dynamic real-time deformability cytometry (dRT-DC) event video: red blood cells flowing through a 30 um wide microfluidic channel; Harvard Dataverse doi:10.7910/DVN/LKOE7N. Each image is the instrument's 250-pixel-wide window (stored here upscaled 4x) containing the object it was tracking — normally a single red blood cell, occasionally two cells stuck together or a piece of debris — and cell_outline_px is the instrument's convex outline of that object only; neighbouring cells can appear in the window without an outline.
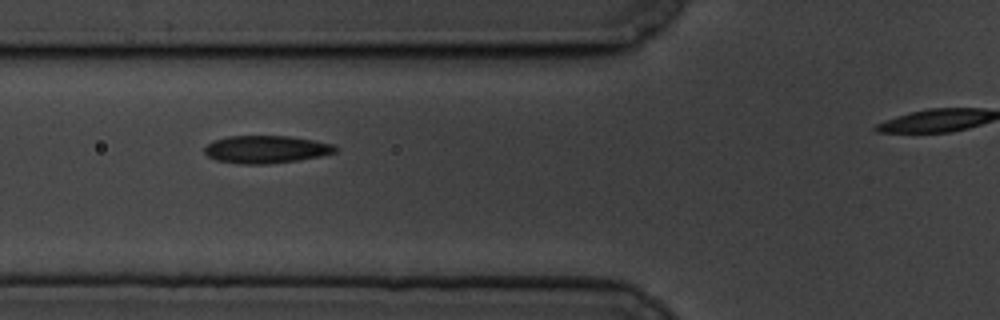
{"species": "common noctule bat (a hibernating species)", "species_latin": "Nyctalus noctula", "temperature_condition": "cold", "stored_images_in_passage": 7, "segment_of_instrument_passage": [1, 2], "camera_frame_rate_fps": 3000, "um_per_image_px": 0.085, "animal": {"sex": "male", "body_mass_g": 19.5, "forearm_length_mm": 54.6}, "frame": {"image": 1, "passage_image": 4, "time_ms": 3.333, "image_size_px": [1000, 320], "cell_outline_px": [[340, 148], [336, 152], [320, 156], [300, 160], [268, 164], [240, 164], [216, 160], [208, 156], [204, 152], [204, 148], [212, 140], [228, 136], [288, 136], [312, 140], [332, 144]], "centroid_in_image_um": [22.61, 12.7], "position_along_channel_um": 103.2, "area_um2": 21.15}}
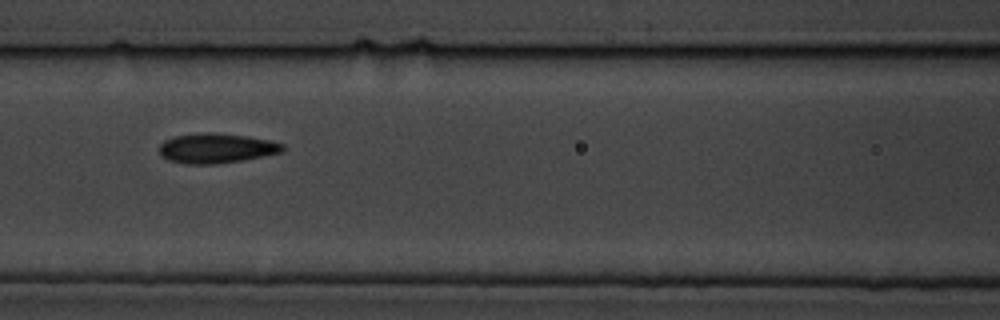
{"frame": {"image": 2, "passage_image": 5, "time_ms": 4.667, "image_size_px": [1000, 320], "cell_outline_px": [[288, 148], [284, 152], [240, 160], [216, 164], [188, 164], [168, 160], [160, 156], [160, 144], [164, 140], [176, 136], [204, 132], [212, 132], [248, 136], [272, 140], [284, 144]], "centroid_in_image_um": [18.43, 12.59], "position_along_channel_um": 148.2, "area_um2": 21.62}}
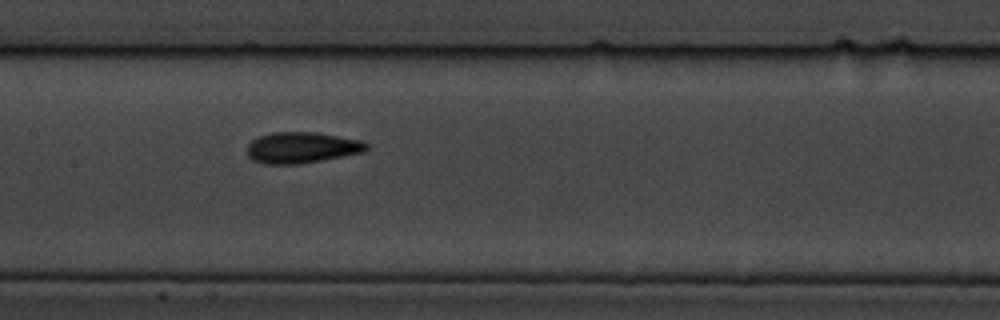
{"frame": {"image": 3, "passage_image": 6, "time_ms": 5.667, "image_size_px": [1000, 320], "cell_outline_px": [[368, 148], [364, 152], [320, 160], [296, 164], [264, 164], [252, 160], [248, 156], [248, 144], [252, 140], [260, 136], [272, 132], [316, 132], [360, 140], [368, 144]], "centroid_in_image_um": [25.63, 12.54], "position_along_channel_um": 181.8, "area_um2": 21.44}}